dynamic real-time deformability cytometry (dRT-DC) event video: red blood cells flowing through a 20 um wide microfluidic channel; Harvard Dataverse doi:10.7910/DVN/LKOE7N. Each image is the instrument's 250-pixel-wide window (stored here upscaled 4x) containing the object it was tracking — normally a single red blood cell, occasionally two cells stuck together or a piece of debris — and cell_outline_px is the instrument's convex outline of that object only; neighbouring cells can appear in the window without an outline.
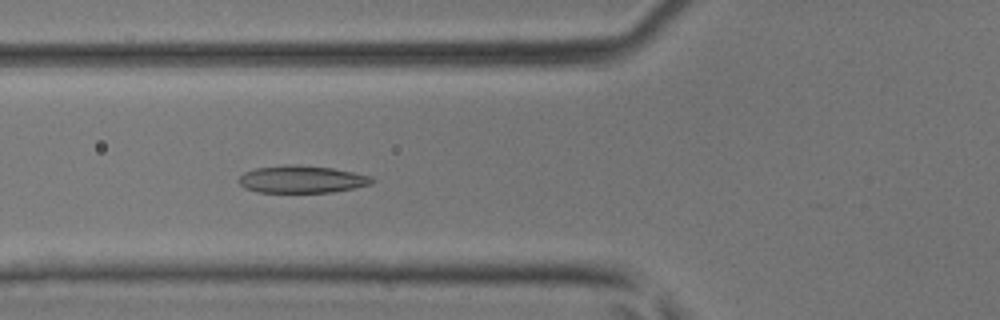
{"species": "common noctule bat (a hibernating species)", "species_latin": "Nyctalus noctula", "temperature_condition": "room temperature", "stored_images_in_passage": 33, "camera_frame_rate_fps": 3000, "um_per_image_px": 0.085, "animal": {"sex": "male", "body_mass_g": 17.9, "forearm_length_mm": 54.2}, "frame": {"image": 1, "passage_image": 18, "time_ms": 5.667, "image_size_px": [1000, 320], "cell_outline_px": [[376, 180], [372, 184], [332, 192], [256, 192], [244, 188], [236, 180], [244, 172], [256, 168], [288, 164], [292, 164], [332, 168], [372, 176]], "centroid_in_image_um": [25.63, 15.24], "position_along_channel_um": 100.2, "area_um2": 21.27}}
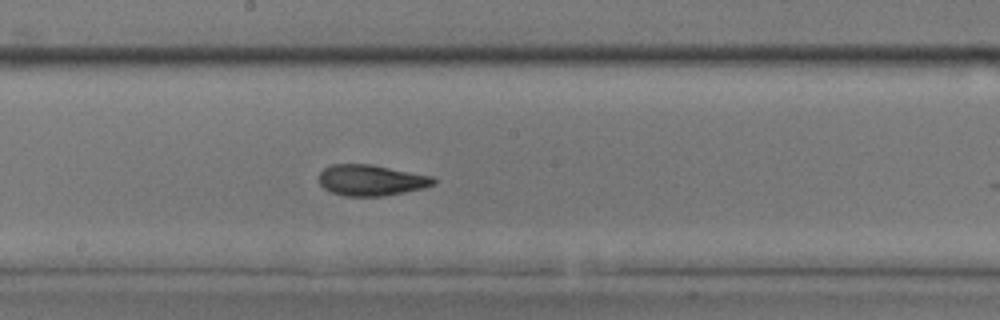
{"frame": {"image": 2, "passage_image": 26, "time_ms": 8.333, "image_size_px": [1000, 320], "cell_outline_px": [[436, 184], [424, 188], [384, 196], [344, 196], [332, 192], [324, 188], [320, 184], [320, 172], [324, 168], [332, 164], [372, 164], [432, 176], [436, 180]], "centroid_in_image_um": [31.56, 15.32], "position_along_channel_um": 216.6, "area_um2": 20.69}}
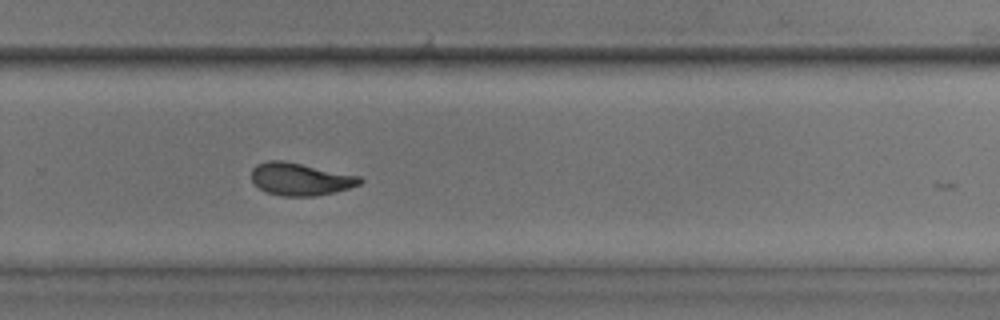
{"frame": {"image": 3, "passage_image": 32, "time_ms": 10.333, "image_size_px": [1000, 320], "cell_outline_px": [[364, 180], [360, 184], [348, 188], [316, 196], [284, 196], [268, 192], [260, 188], [252, 180], [252, 168], [256, 164], [268, 160], [280, 160], [360, 176]], "centroid_in_image_um": [25.52, 15.22], "position_along_channel_um": 304.3, "area_um2": 20.17}}